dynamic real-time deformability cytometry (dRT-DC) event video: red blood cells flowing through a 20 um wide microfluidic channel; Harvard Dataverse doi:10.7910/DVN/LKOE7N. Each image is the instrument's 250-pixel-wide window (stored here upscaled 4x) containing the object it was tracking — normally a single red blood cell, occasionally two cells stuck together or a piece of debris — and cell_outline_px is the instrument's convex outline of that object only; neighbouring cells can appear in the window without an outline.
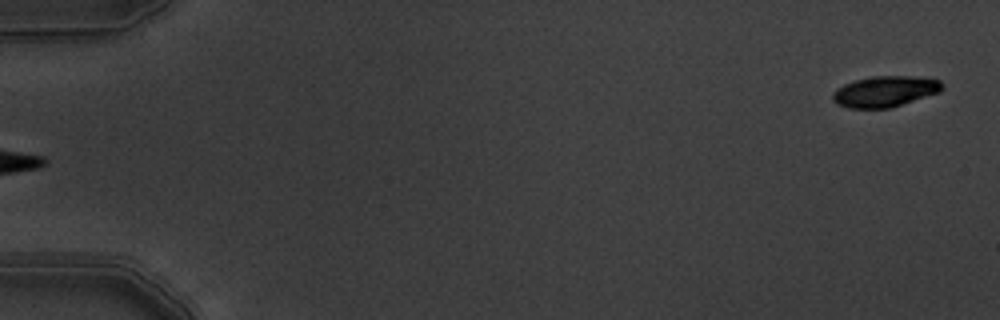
{"species": "common noctule bat (a hibernating species)", "species_latin": "Nyctalus noctula", "temperature_condition": "warm", "stored_images_in_passage": 5, "camera_frame_rate_fps": 3000, "um_per_image_px": 0.085, "animal": {"sex": "male", "body_mass_g": 19.5, "forearm_length_mm": 54.6}, "frame": {"image": 1, "passage_image": 5, "time_ms": 1.333, "image_size_px": [1000, 320], "cell_outline_px": [[944, 88], [940, 92], [892, 108], [848, 108], [836, 104], [832, 100], [832, 96], [836, 88], [844, 84], [856, 80], [872, 76], [912, 76], [940, 80], [944, 84]], "centroid_in_image_um": [75.23, 7.78], "position_along_channel_um": 9.8, "area_um2": 19.88}}